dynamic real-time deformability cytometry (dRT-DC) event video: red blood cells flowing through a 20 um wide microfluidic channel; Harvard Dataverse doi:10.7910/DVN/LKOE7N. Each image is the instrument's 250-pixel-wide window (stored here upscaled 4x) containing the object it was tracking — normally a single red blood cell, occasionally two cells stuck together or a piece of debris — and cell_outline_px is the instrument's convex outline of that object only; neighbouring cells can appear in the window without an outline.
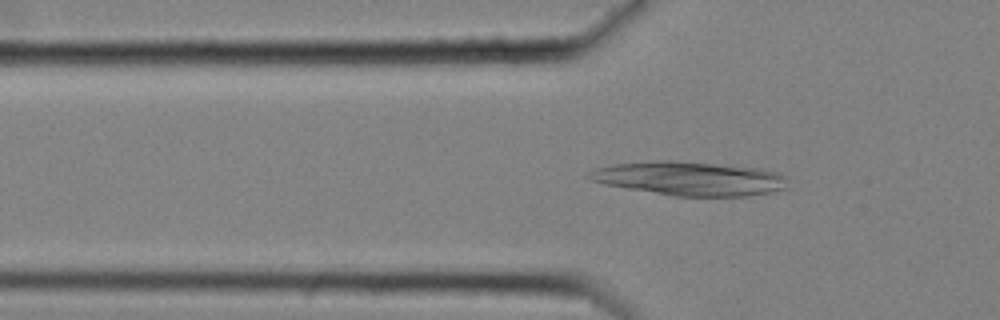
{"species": "common noctule bat (a hibernating species)", "species_latin": "Nyctalus noctula", "temperature_condition": "cold", "stored_images_in_passage": 58, "camera_frame_rate_fps": 3000, "um_per_image_px": 0.085, "animal": {"sex": "female", "body_mass_g": 25.1}, "frame": {"image": 1, "passage_image": 20, "time_ms": 6.333, "image_size_px": [1000, 320], "cell_outline_px": [[788, 188], [748, 196], [672, 196], [604, 184], [592, 180], [588, 176], [588, 172], [596, 168], [612, 164], [656, 160], [668, 160], [716, 164], [756, 168], [776, 172], [788, 176]], "centroid_in_image_um": [58.63, 15.18], "position_along_channel_um": 67.2, "area_um2": 39.19}}
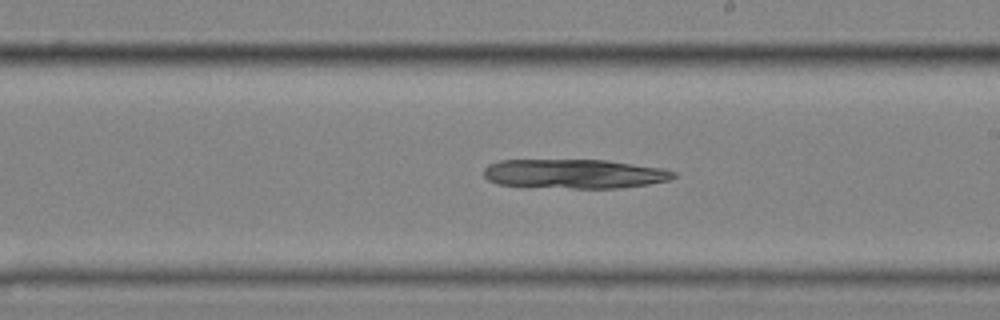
{"frame": {"image": 2, "passage_image": 35, "time_ms": 11.333, "image_size_px": [1000, 320], "cell_outline_px": [[676, 176], [668, 180], [648, 184], [620, 188], [524, 188], [496, 184], [488, 180], [484, 176], [484, 168], [488, 164], [500, 160], [608, 160], [664, 168], [676, 172]], "centroid_in_image_um": [48.76, 14.79], "position_along_channel_um": 240.2, "area_um2": 33.12}}
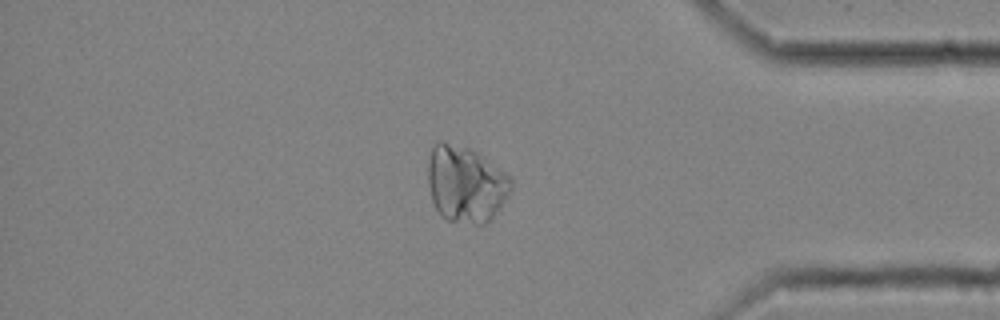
{"frame": {"image": 3, "passage_image": 50, "time_ms": 16.333, "image_size_px": [1000, 320], "cell_outline_px": [[512, 192], [492, 220], [484, 224], [476, 224], [448, 220], [440, 216], [432, 200], [428, 184], [428, 160], [432, 148], [436, 140], [440, 140], [468, 148], [484, 156], [512, 176]], "centroid_in_image_um": [39.62, 15.65], "position_along_channel_um": 395.6, "area_um2": 37.69}}